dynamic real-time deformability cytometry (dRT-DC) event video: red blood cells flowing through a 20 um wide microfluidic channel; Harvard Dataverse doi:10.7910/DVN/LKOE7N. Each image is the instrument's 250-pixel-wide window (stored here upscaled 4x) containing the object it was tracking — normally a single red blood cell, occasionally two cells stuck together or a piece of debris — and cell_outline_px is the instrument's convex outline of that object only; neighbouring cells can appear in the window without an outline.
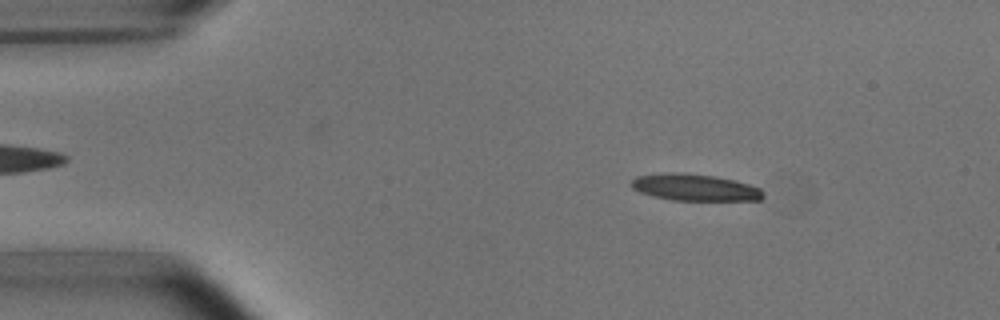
{"species": "common noctule bat (a hibernating species)", "species_latin": "Nyctalus noctula", "temperature_condition": "room temperature", "stored_images_in_passage": 5, "segment_of_instrument_passage": [1, 2], "camera_frame_rate_fps": 3000, "um_per_image_px": 0.085, "animal": {"sex": "male", "body_mass_g": 15.6}, "frame": {"image": 1, "passage_image": 2, "time_ms": 1.0, "image_size_px": [1000, 320], "cell_outline_px": [[764, 196], [760, 200], [672, 200], [640, 192], [632, 188], [632, 180], [636, 176], [668, 172], [684, 172], [716, 176], [736, 180], [760, 188], [764, 192]], "centroid_in_image_um": [59.09, 15.92], "position_along_channel_um": 25.9, "area_um2": 20.58}}